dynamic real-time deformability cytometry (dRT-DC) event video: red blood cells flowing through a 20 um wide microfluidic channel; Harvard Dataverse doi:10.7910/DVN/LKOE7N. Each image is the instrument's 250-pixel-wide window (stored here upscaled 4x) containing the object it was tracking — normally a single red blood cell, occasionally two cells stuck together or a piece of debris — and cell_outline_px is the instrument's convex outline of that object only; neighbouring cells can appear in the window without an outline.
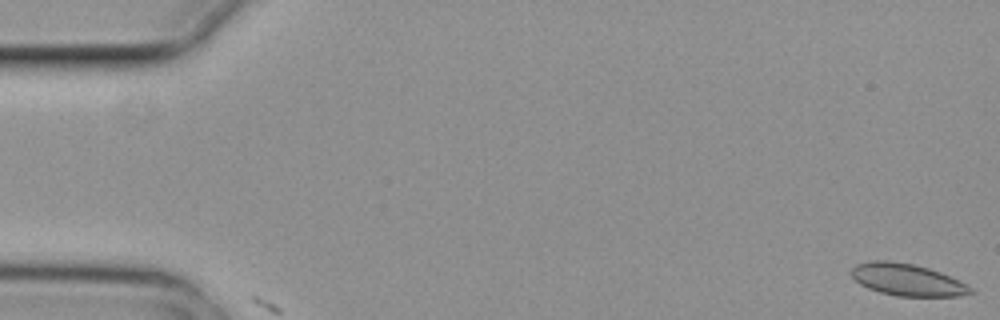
{"species": "common noctule bat (a hibernating species)", "species_latin": "Nyctalus noctula", "temperature_condition": "cold", "stored_images_in_passage": 4, "camera_frame_rate_fps": 3000, "um_per_image_px": 0.085, "animal": {"sex": "female", "body_mass_g": 29.2, "forearm_length_mm": 56.3}, "frame": {"image": 1, "passage_image": 1, "time_ms": 0.0, "image_size_px": [1000, 320], "cell_outline_px": [[976, 292], [956, 296], [896, 296], [880, 292], [868, 288], [860, 284], [852, 276], [852, 268], [856, 264], [872, 260], [888, 260], [912, 264], [928, 268], [940, 272], [972, 288]], "centroid_in_image_um": [77.08, 23.78], "position_along_channel_um": 7.9, "area_um2": 21.91}}
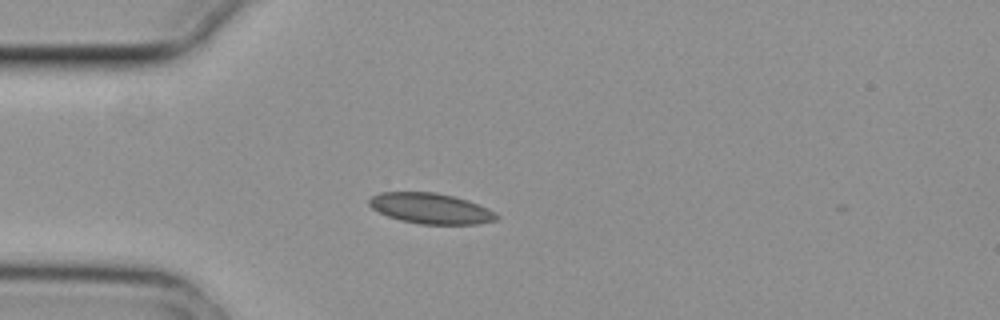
{"frame": {"image": 2, "passage_image": 4, "time_ms": 1.0, "image_size_px": [1000, 320], "cell_outline_px": [[500, 220], [480, 224], [420, 224], [400, 220], [388, 216], [372, 208], [368, 204], [368, 200], [372, 196], [380, 192], [436, 192], [468, 200], [488, 208], [496, 212], [500, 216]], "centroid_in_image_um": [36.66, 17.72], "position_along_channel_um": 48.3, "area_um2": 22.89}}